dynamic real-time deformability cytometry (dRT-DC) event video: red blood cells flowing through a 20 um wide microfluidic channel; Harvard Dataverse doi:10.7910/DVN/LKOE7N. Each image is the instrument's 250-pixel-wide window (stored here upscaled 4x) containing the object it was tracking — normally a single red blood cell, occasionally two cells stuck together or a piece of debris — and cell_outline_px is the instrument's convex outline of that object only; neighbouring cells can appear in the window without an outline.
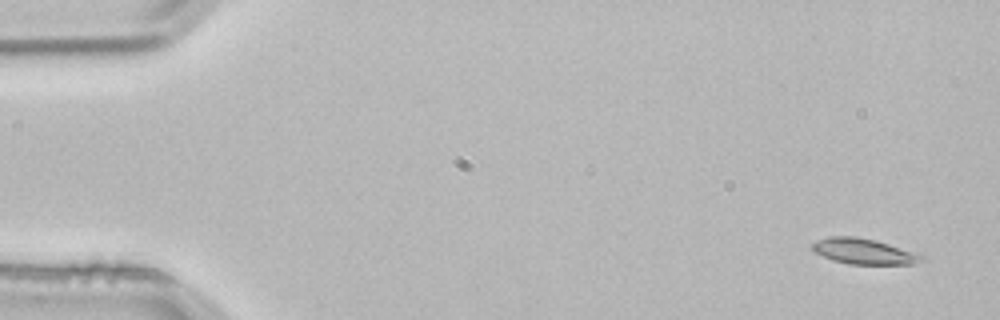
{"species": "common noctule bat (a hibernating species)", "species_latin": "Nyctalus noctula", "temperature_condition": "room temperature", "stored_images_in_passage": 4, "segment_of_instrument_passage": [2, 2], "camera_frame_rate_fps": 3000, "um_per_image_px": 0.085, "animal": {"sex": "male", "body_mass_g": 21.5, "forearm_length_mm": 52.0}, "frame": {"image": 1, "passage_image": 4, "time_ms": 1.0, "image_size_px": [1000, 320], "cell_outline_px": [[924, 260], [912, 264], [848, 264], [832, 260], [816, 252], [812, 248], [812, 244], [828, 236], [856, 236], [876, 240], [920, 252], [924, 256]], "centroid_in_image_um": [73.51, 21.36], "position_along_channel_um": 11.5, "area_um2": 16.47}}